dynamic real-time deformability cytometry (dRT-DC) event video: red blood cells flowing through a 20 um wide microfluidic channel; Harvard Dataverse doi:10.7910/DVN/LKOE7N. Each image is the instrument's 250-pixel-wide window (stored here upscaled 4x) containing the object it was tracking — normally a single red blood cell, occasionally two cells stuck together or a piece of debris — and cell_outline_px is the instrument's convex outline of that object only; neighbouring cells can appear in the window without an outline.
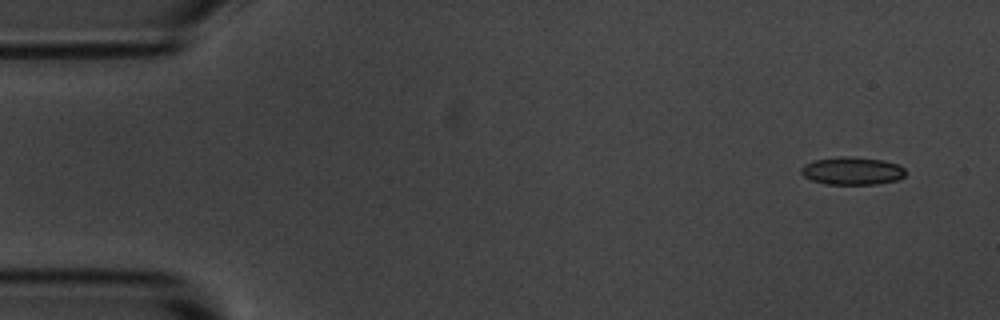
{"species": "common noctule bat (a hibernating species)", "species_latin": "Nyctalus noctula", "temperature_condition": "room temperature", "stored_images_in_passage": 4, "camera_frame_rate_fps": 3000, "um_per_image_px": 0.085, "animal": {"sex": "male", "body_mass_g": 20.1, "forearm_length_mm": 53.5}, "frame": {"image": 1, "passage_image": 1, "time_ms": 0.0, "image_size_px": [1000, 320], "cell_outline_px": [[904, 176], [896, 180], [876, 184], [824, 184], [812, 180], [804, 176], [800, 172], [800, 168], [804, 164], [812, 160], [836, 156], [852, 156], [884, 160], [900, 164], [904, 168]], "centroid_in_image_um": [72.4, 14.5], "position_along_channel_um": 12.6, "area_um2": 17.17}}
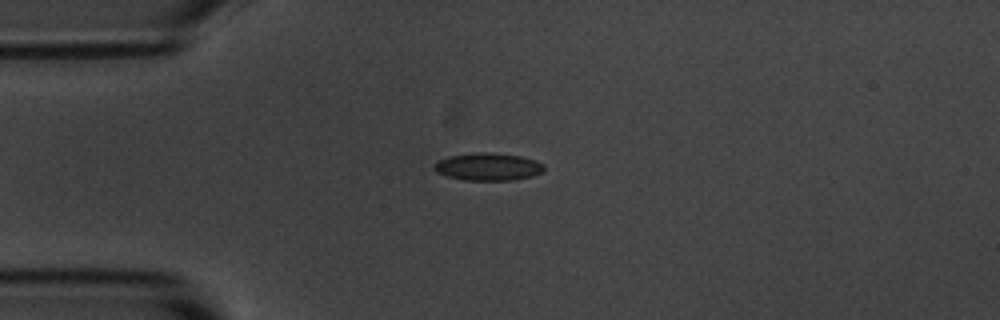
{"frame": {"image": 2, "passage_image": 4, "time_ms": 3.333, "image_size_px": [1000, 320], "cell_outline_px": [[544, 172], [532, 176], [512, 180], [464, 180], [448, 176], [436, 172], [432, 168], [432, 164], [448, 156], [480, 152], [488, 152], [520, 156], [536, 160], [544, 164]], "centroid_in_image_um": [41.49, 14.17], "position_along_channel_um": 43.5, "area_um2": 17.69}}